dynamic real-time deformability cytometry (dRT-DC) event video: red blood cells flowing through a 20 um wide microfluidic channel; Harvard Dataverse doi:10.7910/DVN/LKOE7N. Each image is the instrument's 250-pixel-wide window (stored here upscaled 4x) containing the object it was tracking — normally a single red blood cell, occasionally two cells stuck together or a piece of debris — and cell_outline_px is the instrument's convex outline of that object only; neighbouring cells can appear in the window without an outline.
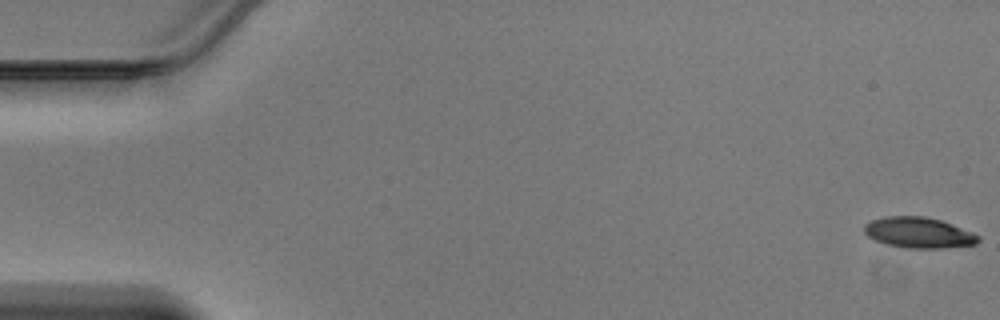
{"species": "Egyptian fruit bat (a non-hibernating species)", "species_latin": "Rousettus aegyptiacus", "temperature_condition": "warm", "stored_images_in_passage": 47, "camera_frame_rate_fps": 3000, "um_per_image_px": 0.085, "animal": {"sex": "male"}, "frame": {"image": 1, "passage_image": 1, "time_ms": 0.0, "image_size_px": [1000, 320], "cell_outline_px": [[980, 240], [976, 244], [944, 248], [908, 248], [888, 244], [876, 240], [868, 236], [864, 232], [864, 224], [872, 220], [884, 216], [924, 216], [940, 220], [952, 224], [972, 232], [980, 236]], "centroid_in_image_um": [78.1, 19.77], "position_along_channel_um": 6.9, "area_um2": 20.35}}
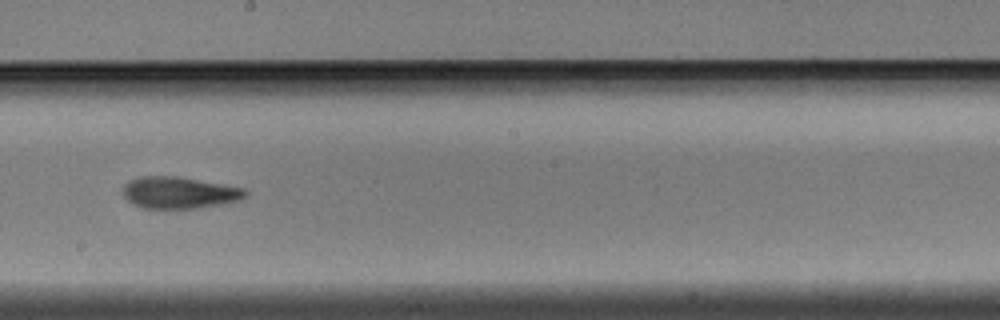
{"frame": {"image": 2, "passage_image": 27, "time_ms": 8.667, "image_size_px": [1000, 320], "cell_outline_px": [[248, 196], [240, 200], [224, 204], [196, 208], [144, 208], [128, 200], [124, 196], [124, 184], [128, 180], [136, 176], [176, 176], [244, 188], [248, 192]], "centroid_in_image_um": [15.25, 16.37], "position_along_channel_um": 232.9, "area_um2": 22.6}}
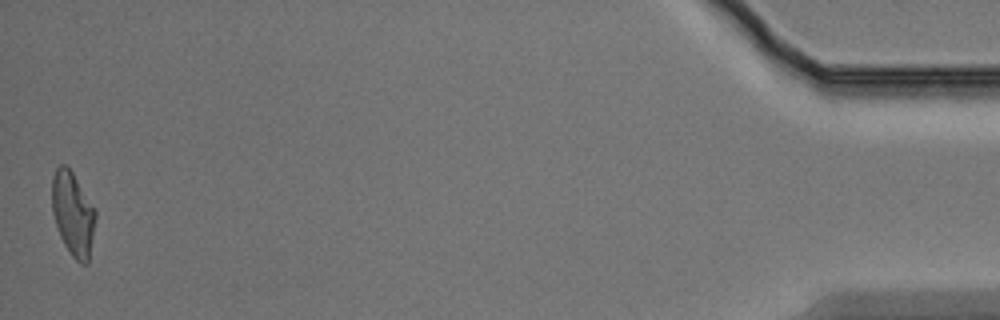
{"frame": {"image": 3, "passage_image": 47, "time_ms": 15.333, "image_size_px": [1000, 320], "cell_outline_px": [[96, 216], [88, 264], [80, 264], [72, 256], [64, 244], [60, 236], [52, 212], [52, 176], [56, 168], [60, 164], [64, 164], [72, 172], [96, 208]], "centroid_in_image_um": [6.2, 18.17], "position_along_channel_um": 429.0, "area_um2": 21.33}}